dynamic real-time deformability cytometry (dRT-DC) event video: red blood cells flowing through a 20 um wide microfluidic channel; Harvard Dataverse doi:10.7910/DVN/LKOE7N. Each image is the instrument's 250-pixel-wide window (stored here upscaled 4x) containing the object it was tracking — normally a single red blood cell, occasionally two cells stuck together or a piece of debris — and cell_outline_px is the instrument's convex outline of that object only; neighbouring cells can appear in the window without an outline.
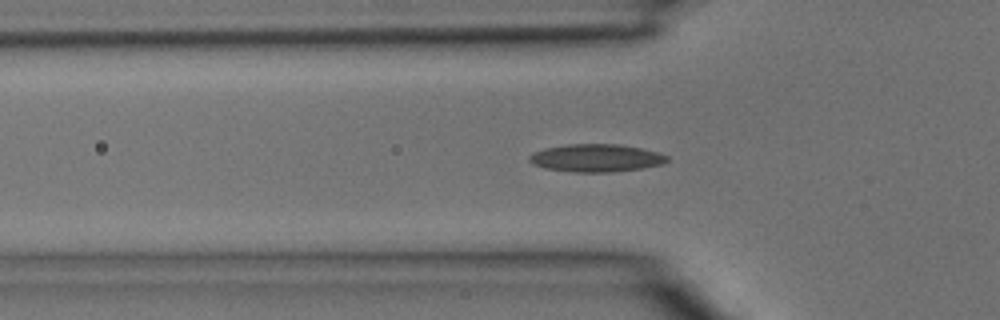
{"species": "common noctule bat (a hibernating species)", "species_latin": "Nyctalus noctula", "temperature_condition": "room temperature", "stored_images_in_passage": 4, "camera_frame_rate_fps": 3000, "um_per_image_px": 0.085, "animal": {"sex": "male", "body_mass_g": 15.6}, "frame": {"image": 1, "passage_image": 4, "time_ms": 1.0, "image_size_px": [1000, 320], "cell_outline_px": [[668, 160], [664, 164], [640, 168], [612, 172], [572, 172], [544, 168], [532, 164], [528, 160], [528, 156], [532, 152], [544, 148], [568, 144], [620, 144], [660, 152], [668, 156]], "centroid_in_image_um": [50.65, 13.42], "position_along_channel_um": 75.2, "area_um2": 22.48}}